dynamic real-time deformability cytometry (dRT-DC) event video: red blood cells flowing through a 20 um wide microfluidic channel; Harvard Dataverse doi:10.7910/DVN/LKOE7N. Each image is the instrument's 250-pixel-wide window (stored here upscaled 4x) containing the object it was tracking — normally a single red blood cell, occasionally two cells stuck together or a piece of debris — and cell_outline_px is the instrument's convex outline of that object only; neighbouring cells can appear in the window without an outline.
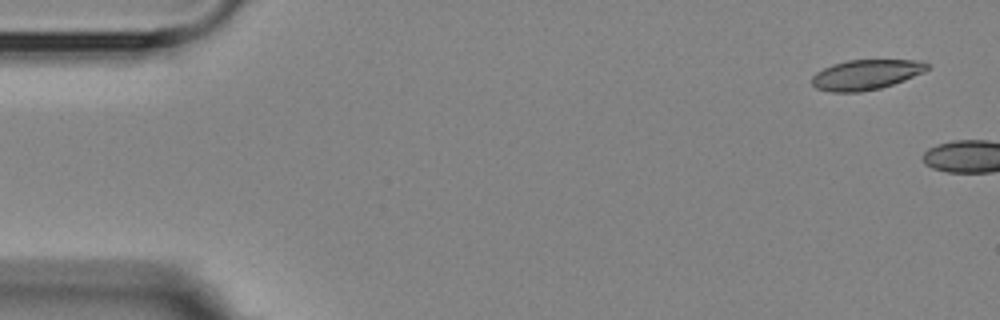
{"species": "Egyptian fruit bat (a non-hibernating species)", "species_latin": "Rousettus aegyptiacus", "temperature_condition": "room temperature", "stored_images_in_passage": 2, "camera_frame_rate_fps": 3000, "um_per_image_px": 0.085, "animal": {"sex": "female"}, "frame": {"image": 1, "passage_image": 1, "time_ms": 0.0, "image_size_px": [1000, 320], "cell_outline_px": [[928, 68], [924, 72], [904, 80], [880, 88], [860, 92], [832, 92], [816, 88], [812, 84], [812, 76], [816, 72], [832, 64], [848, 60], [924, 60], [928, 64]], "centroid_in_image_um": [73.61, 6.34], "position_along_channel_um": 11.4, "area_um2": 20.17}}